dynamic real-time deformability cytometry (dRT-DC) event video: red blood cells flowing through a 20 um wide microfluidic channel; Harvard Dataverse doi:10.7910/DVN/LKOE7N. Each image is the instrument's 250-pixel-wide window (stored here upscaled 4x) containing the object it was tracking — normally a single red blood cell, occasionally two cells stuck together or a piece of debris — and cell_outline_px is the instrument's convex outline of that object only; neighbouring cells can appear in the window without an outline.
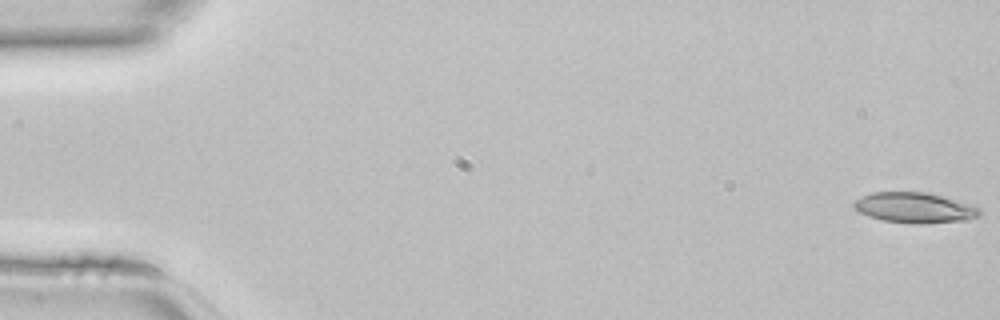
{"species": "common noctule bat (a hibernating species)", "species_latin": "Nyctalus noctula", "temperature_condition": "room temperature", "stored_images_in_passage": 45, "camera_frame_rate_fps": 3000, "um_per_image_px": 0.085, "animal": {"sex": "female", "body_mass_g": 22.7, "forearm_length_mm": 54.2}, "frame": {"image": 1, "passage_image": 1, "time_ms": 0.0, "image_size_px": [1000, 320], "cell_outline_px": [[980, 216], [968, 220], [924, 224], [912, 224], [884, 220], [868, 216], [852, 208], [852, 204], [856, 200], [872, 192], [924, 192], [940, 196], [968, 204], [980, 208]], "centroid_in_image_um": [77.73, 17.67], "position_along_channel_um": 7.3, "area_um2": 22.14}}
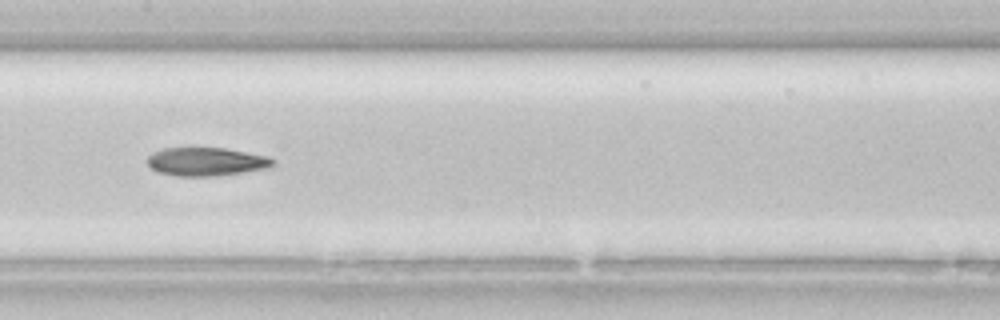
{"frame": {"image": 2, "passage_image": 23, "time_ms": 7.333, "image_size_px": [1000, 320], "cell_outline_px": [[276, 164], [272, 168], [216, 176], [176, 176], [156, 172], [148, 164], [148, 156], [152, 152], [160, 148], [224, 148], [268, 156], [276, 160]], "centroid_in_image_um": [17.57, 13.75], "position_along_channel_um": 189.8, "area_um2": 21.1}}
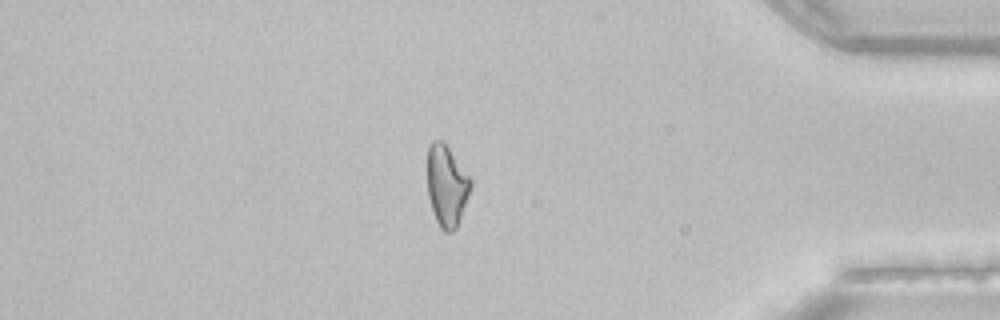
{"frame": {"image": 3, "passage_image": 39, "time_ms": 12.667, "image_size_px": [1000, 320], "cell_outline_px": [[472, 188], [456, 228], [452, 232], [444, 232], [440, 228], [432, 212], [428, 196], [428, 148], [432, 140], [440, 140], [448, 148], [472, 176]], "centroid_in_image_um": [37.99, 15.8], "position_along_channel_um": 397.2, "area_um2": 20.69}}